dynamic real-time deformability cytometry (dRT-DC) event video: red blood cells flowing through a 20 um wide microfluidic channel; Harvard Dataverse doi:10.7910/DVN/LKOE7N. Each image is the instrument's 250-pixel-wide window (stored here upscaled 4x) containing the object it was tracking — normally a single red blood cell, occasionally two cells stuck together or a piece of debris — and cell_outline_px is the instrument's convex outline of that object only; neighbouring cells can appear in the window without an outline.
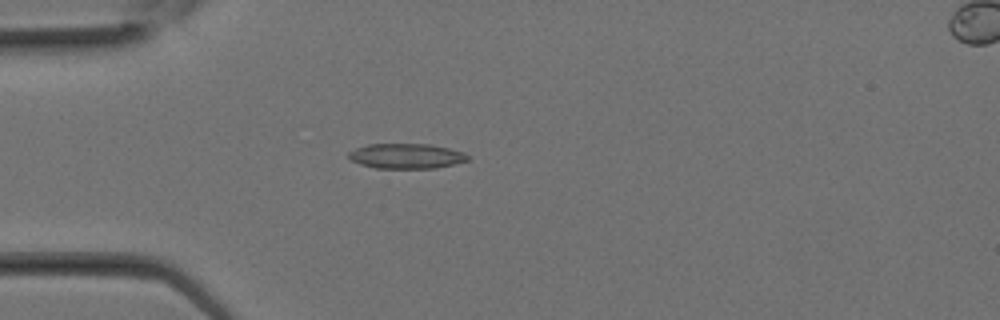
{"species": "Egyptian fruit bat (a non-hibernating species)", "species_latin": "Rousettus aegyptiacus", "temperature_condition": "room temperature", "stored_images_in_passage": 11, "camera_frame_rate_fps": 3000, "um_per_image_px": 0.085, "animal": {"sex": "female"}, "frame": {"image": 1, "passage_image": 7, "time_ms": 2.0, "image_size_px": [1000, 320], "cell_outline_px": [[468, 160], [456, 164], [436, 168], [376, 168], [360, 164], [352, 160], [348, 156], [348, 152], [356, 148], [368, 144], [432, 144], [464, 152], [468, 156]], "centroid_in_image_um": [34.55, 13.26], "position_along_channel_um": 50.4, "area_um2": 17.4}}
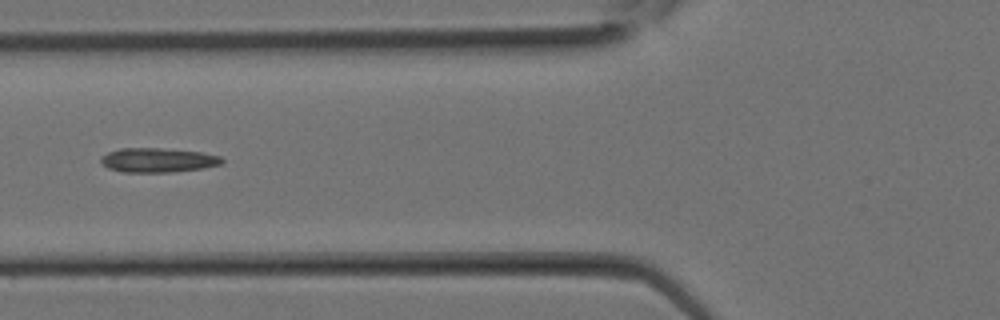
{"frame": {"image": 2, "passage_image": 10, "time_ms": 3.0, "image_size_px": [1000, 320], "cell_outline_px": [[224, 160], [220, 164], [204, 168], [172, 172], [124, 172], [108, 168], [100, 164], [100, 156], [108, 152], [120, 148], [160, 148], [200, 152], [220, 156]], "centroid_in_image_um": [13.37, 13.61], "position_along_channel_um": 112.4, "area_um2": 17.22}}